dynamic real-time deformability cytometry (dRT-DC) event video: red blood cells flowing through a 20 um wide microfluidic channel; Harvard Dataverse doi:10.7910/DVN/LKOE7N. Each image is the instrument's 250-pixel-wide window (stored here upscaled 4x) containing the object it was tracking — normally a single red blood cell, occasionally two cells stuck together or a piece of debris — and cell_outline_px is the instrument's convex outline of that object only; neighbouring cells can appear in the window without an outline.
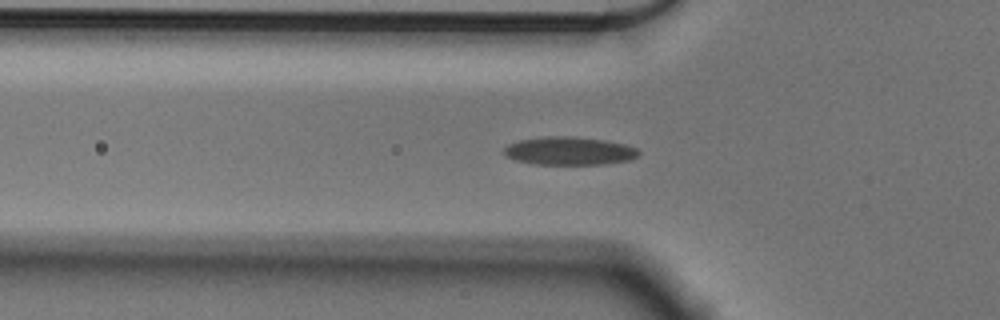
{"species": "Egyptian fruit bat (a non-hibernating species)", "species_latin": "Rousettus aegyptiacus", "temperature_condition": "cold", "stored_images_in_passage": 34, "camera_frame_rate_fps": 3000, "um_per_image_px": 0.085, "animal": {"sex": "male"}, "frame": {"image": 1, "passage_image": 2, "time_ms": 0.333, "image_size_px": [1000, 320], "cell_outline_px": [[640, 152], [632, 160], [604, 164], [536, 164], [516, 160], [508, 156], [504, 152], [504, 148], [508, 144], [520, 140], [548, 136], [572, 136], [604, 140], [624, 144], [636, 148]], "centroid_in_image_um": [48.41, 12.83], "position_along_channel_um": 77.4, "area_um2": 21.91}}
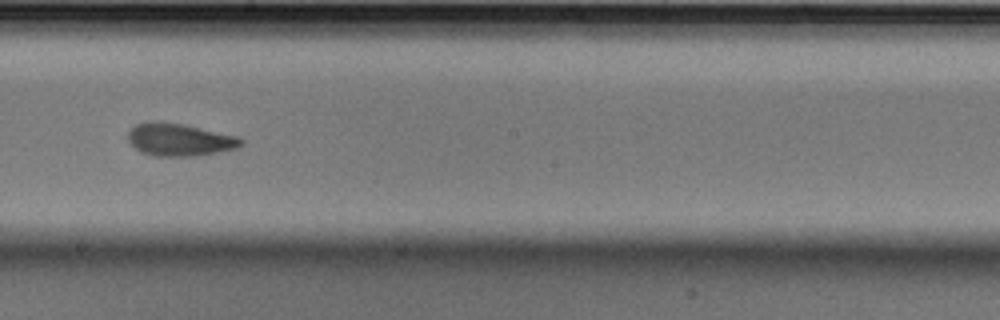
{"frame": {"image": 2, "passage_image": 15, "time_ms": 4.667, "image_size_px": [1000, 320], "cell_outline_px": [[244, 144], [236, 148], [196, 156], [152, 156], [140, 152], [128, 140], [128, 132], [136, 124], [148, 120], [156, 120], [184, 124], [240, 136], [244, 140]], "centroid_in_image_um": [15.27, 11.85], "position_along_channel_um": 232.9, "area_um2": 21.79}}
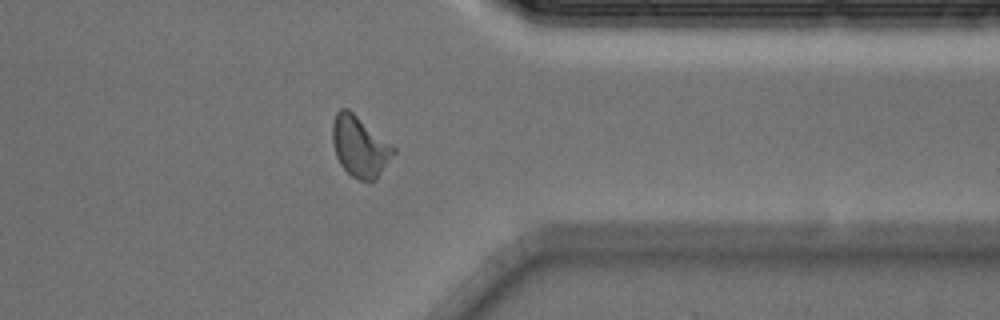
{"frame": {"image": 3, "passage_image": 28, "time_ms": 9.0, "image_size_px": [1000, 320], "cell_outline_px": [[396, 152], [376, 180], [360, 180], [352, 176], [340, 164], [336, 156], [332, 140], [332, 124], [336, 112], [340, 108], [348, 108], [396, 148]], "centroid_in_image_um": [30.58, 12.44], "position_along_channel_um": 380.8, "area_um2": 21.5}}